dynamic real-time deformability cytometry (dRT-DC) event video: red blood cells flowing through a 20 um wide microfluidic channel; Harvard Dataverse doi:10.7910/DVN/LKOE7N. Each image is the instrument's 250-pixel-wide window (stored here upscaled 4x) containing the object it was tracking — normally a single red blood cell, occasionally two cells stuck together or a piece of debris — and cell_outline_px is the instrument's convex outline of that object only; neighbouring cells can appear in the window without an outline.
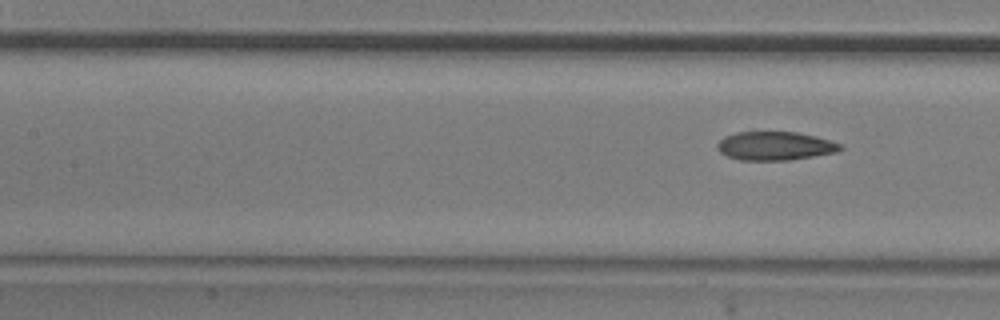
{"species": "common noctule bat (a hibernating species)", "species_latin": "Nyctalus noctula", "temperature_condition": "room temperature", "stored_images_in_passage": 9, "segment_of_instrument_passage": [2, 2], "camera_frame_rate_fps": 3000, "um_per_image_px": 0.085, "animal": {"sex": "male", "body_mass_g": 20.5, "forearm_length_mm": 52.5}, "frame": {"image": 1, "passage_image": 9, "time_ms": 2.667, "image_size_px": [1000, 320], "cell_outline_px": [[844, 148], [840, 152], [788, 160], [740, 160], [728, 156], [720, 152], [716, 148], [716, 144], [724, 136], [736, 132], [796, 132], [816, 136], [840, 144]], "centroid_in_image_um": [65.88, 12.4], "position_along_channel_um": 141.5, "area_um2": 20.58}}